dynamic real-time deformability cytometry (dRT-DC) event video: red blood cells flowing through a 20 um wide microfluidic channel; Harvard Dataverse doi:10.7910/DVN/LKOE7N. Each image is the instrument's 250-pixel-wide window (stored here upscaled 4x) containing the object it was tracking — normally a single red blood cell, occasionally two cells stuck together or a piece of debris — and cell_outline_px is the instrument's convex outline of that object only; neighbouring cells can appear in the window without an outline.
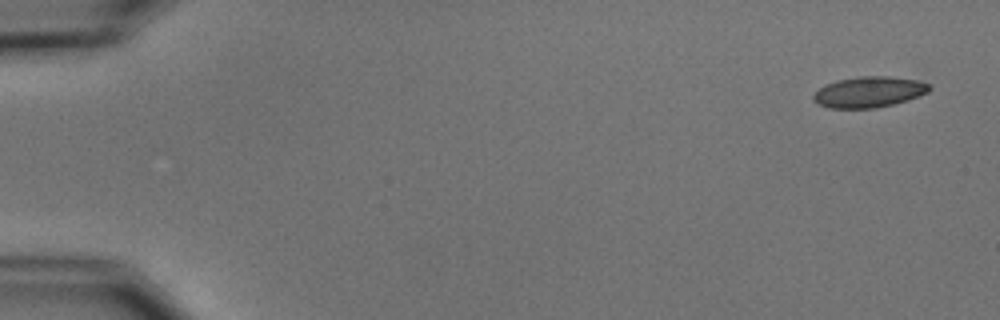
{"species": "common noctule bat (a hibernating species)", "species_latin": "Nyctalus noctula", "temperature_condition": "cold", "stored_images_in_passage": 5, "camera_frame_rate_fps": 3000, "um_per_image_px": 0.085, "animal": {"sex": "male", "body_mass_g": 15.6}, "frame": {"image": 1, "passage_image": 1, "time_ms": 0.0, "image_size_px": [1000, 320], "cell_outline_px": [[932, 88], [928, 92], [908, 100], [876, 108], [828, 108], [812, 100], [812, 96], [820, 88], [836, 80], [856, 76], [888, 76], [920, 80], [932, 84]], "centroid_in_image_um": [73.9, 7.81], "position_along_channel_um": 11.1, "area_um2": 20.98}}
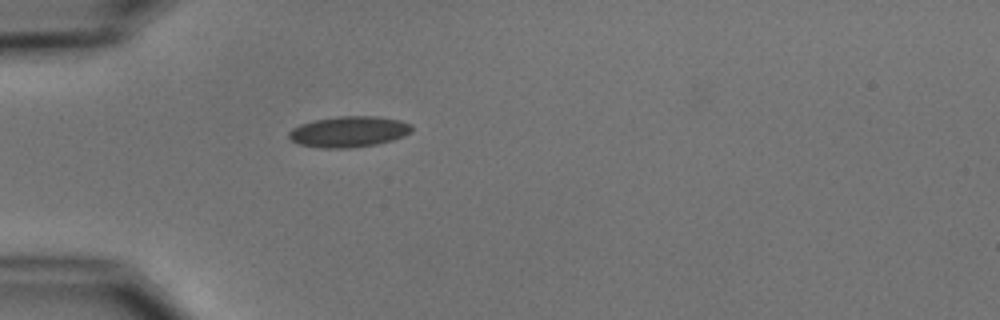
{"frame": {"image": 2, "passage_image": 5, "time_ms": 4.667, "image_size_px": [1000, 320], "cell_outline_px": [[412, 128], [404, 136], [392, 140], [376, 144], [352, 148], [320, 148], [300, 144], [292, 140], [288, 136], [288, 132], [292, 128], [300, 124], [312, 120], [336, 116], [376, 116], [400, 120], [412, 124]], "centroid_in_image_um": [29.63, 11.19], "position_along_channel_um": 55.4, "area_um2": 22.2}}